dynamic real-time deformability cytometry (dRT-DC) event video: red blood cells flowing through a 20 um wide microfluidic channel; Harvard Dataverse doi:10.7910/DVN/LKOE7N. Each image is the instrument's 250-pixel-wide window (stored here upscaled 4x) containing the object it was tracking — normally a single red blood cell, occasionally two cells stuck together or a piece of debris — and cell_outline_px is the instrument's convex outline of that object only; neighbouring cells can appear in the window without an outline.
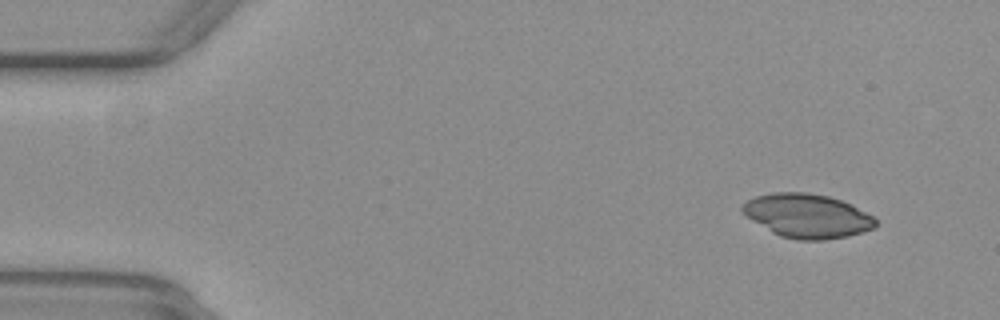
{"species": "common noctule bat (a hibernating species)", "species_latin": "Nyctalus noctula", "temperature_condition": "warm", "stored_images_in_passage": 15, "camera_frame_rate_fps": 3000, "um_per_image_px": 0.085, "animal": {"sex": "female", "body_mass_g": 29.2, "forearm_length_mm": 56.3}, "frame": {"image": 1, "passage_image": 5, "time_ms": 1.333, "image_size_px": [1000, 320], "cell_outline_px": [[876, 228], [848, 236], [824, 240], [796, 240], [780, 236], [772, 232], [744, 216], [740, 208], [748, 200], [756, 196], [772, 192], [808, 192], [828, 196], [840, 200], [872, 216], [876, 220]], "centroid_in_image_um": [68.57, 18.35], "position_along_channel_um": 16.4, "area_um2": 34.04}}